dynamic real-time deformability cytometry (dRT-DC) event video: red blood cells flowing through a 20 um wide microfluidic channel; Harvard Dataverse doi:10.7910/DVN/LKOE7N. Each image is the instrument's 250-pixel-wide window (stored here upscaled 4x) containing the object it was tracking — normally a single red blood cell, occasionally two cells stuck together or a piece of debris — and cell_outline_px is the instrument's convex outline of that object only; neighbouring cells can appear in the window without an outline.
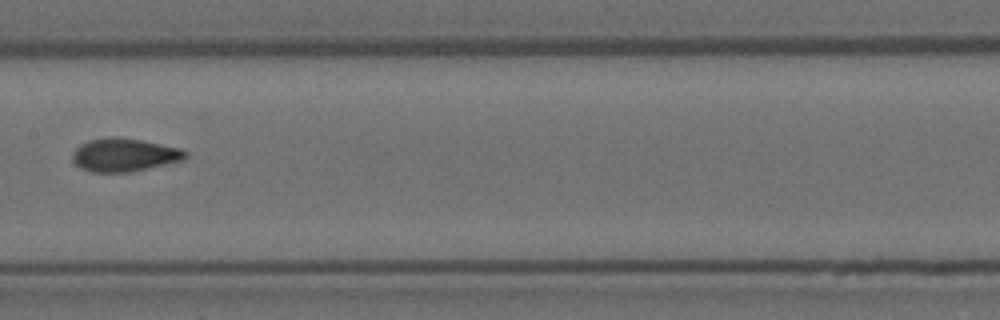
{"species": "Egyptian fruit bat (a non-hibernating species)", "species_latin": "Rousettus aegyptiacus", "temperature_condition": "room temperature", "stored_images_in_passage": 5, "camera_frame_rate_fps": 3000, "um_per_image_px": 0.085, "animal": {"sex": "female"}, "frame": {"image": 1, "passage_image": 5, "time_ms": 1.333, "image_size_px": [1000, 320], "cell_outline_px": [[188, 156], [184, 160], [128, 172], [92, 172], [80, 168], [72, 160], [72, 152], [80, 144], [88, 140], [112, 136], [140, 140], [180, 148], [188, 152]], "centroid_in_image_um": [10.54, 13.16], "position_along_channel_um": 196.9, "area_um2": 21.79}}